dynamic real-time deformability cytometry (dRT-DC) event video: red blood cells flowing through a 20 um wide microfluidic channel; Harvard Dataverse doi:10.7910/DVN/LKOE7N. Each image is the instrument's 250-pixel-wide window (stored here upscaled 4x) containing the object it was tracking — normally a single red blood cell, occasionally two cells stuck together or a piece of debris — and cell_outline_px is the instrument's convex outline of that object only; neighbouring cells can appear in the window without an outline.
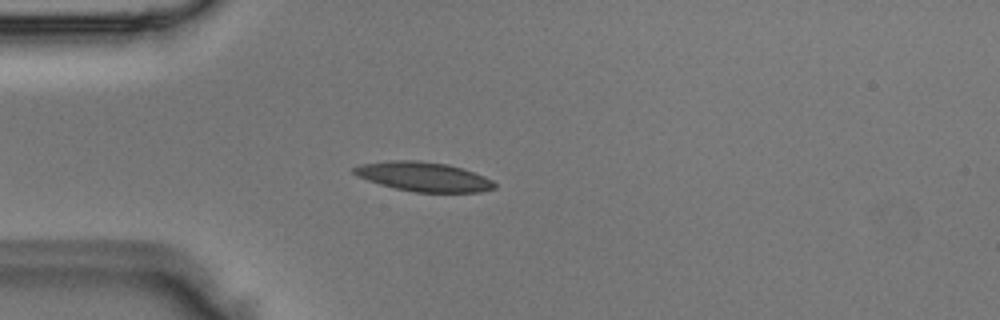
{"species": "Egyptian fruit bat (a non-hibernating species)", "species_latin": "Rousettus aegyptiacus", "temperature_condition": "room temperature", "stored_images_in_passage": 2, "camera_frame_rate_fps": 3000, "um_per_image_px": 0.085, "animal": {"sex": "male"}, "frame": {"image": 1, "passage_image": 2, "time_ms": 0.333, "image_size_px": [1000, 320], "cell_outline_px": [[496, 188], [480, 192], [416, 192], [396, 188], [380, 184], [368, 180], [352, 172], [352, 168], [360, 164], [392, 160], [420, 160], [448, 164], [484, 176], [492, 180], [496, 184]], "centroid_in_image_um": [36.01, 15.01], "position_along_channel_um": 49.0, "area_um2": 23.87}}